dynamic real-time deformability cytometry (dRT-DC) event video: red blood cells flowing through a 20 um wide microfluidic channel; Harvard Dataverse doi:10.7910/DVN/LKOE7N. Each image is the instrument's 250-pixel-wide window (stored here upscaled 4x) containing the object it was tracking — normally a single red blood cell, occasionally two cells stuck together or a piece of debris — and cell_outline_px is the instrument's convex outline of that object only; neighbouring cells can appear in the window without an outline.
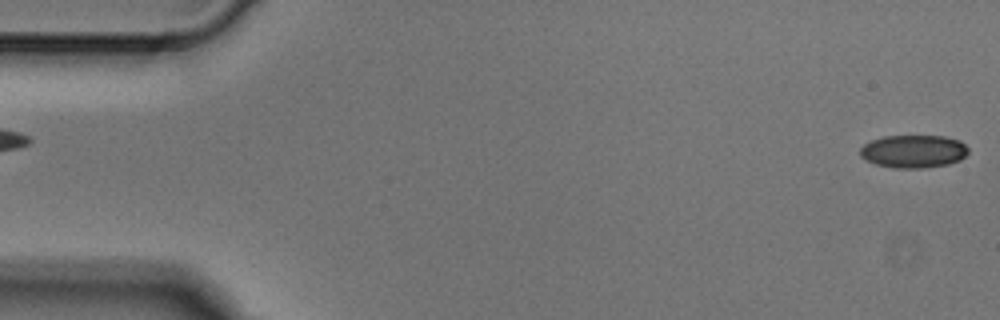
{"species": "Egyptian fruit bat (a non-hibernating species)", "species_latin": "Rousettus aegyptiacus", "temperature_condition": "cold", "stored_images_in_passage": 5, "segment_of_instrument_passage": [2, 2], "camera_frame_rate_fps": 3000, "um_per_image_px": 0.085, "animal": {"sex": "male"}, "frame": {"image": 1, "passage_image": 5, "time_ms": 1.333, "image_size_px": [1000, 320], "cell_outline_px": [[968, 152], [960, 160], [948, 164], [924, 168], [896, 168], [876, 164], [864, 160], [860, 156], [860, 148], [864, 144], [872, 140], [884, 136], [944, 136], [960, 140], [968, 148]], "centroid_in_image_um": [77.64, 12.86], "position_along_channel_um": 7.4, "area_um2": 20.81}}